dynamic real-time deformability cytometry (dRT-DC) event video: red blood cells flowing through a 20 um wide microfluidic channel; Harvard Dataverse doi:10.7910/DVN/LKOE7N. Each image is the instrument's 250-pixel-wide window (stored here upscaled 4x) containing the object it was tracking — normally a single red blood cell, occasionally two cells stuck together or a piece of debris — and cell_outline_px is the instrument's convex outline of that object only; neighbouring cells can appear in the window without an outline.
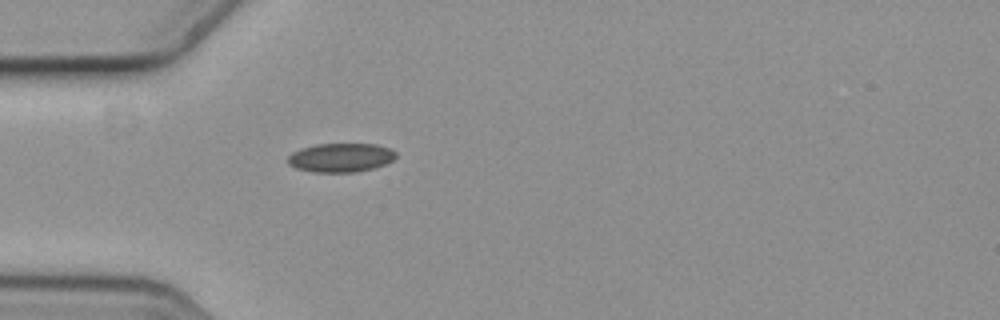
{"species": "common noctule bat (a hibernating species)", "species_latin": "Nyctalus noctula", "temperature_condition": "cold", "stored_images_in_passage": 1, "camera_frame_rate_fps": 3000, "um_per_image_px": 0.085, "animal": {"sex": "female", "body_mass_g": 19.3, "forearm_length_mm": 54.1}, "frame": {"image": 1, "passage_image": 1, "time_ms": 0.0, "image_size_px": [1000, 320], "cell_outline_px": [[396, 156], [392, 160], [384, 164], [372, 168], [352, 172], [312, 172], [296, 168], [288, 164], [288, 156], [292, 152], [300, 148], [316, 144], [376, 144], [392, 148], [396, 152]], "centroid_in_image_um": [28.95, 13.38], "position_along_channel_um": 56.1, "area_um2": 18.21}}